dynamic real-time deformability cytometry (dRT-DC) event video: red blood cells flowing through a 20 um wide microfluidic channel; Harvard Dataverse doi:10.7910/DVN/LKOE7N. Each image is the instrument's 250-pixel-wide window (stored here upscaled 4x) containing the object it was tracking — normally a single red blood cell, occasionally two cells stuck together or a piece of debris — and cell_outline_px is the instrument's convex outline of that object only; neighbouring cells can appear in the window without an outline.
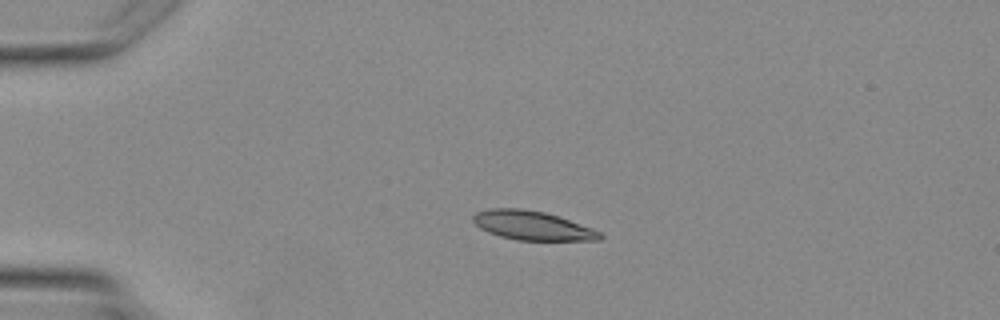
{"species": "Egyptian fruit bat (a non-hibernating species)", "species_latin": "Rousettus aegyptiacus", "temperature_condition": "warm", "stored_images_in_passage": 2, "camera_frame_rate_fps": 3000, "um_per_image_px": 0.085, "animal": {"sex": "female"}, "frame": {"image": 1, "passage_image": 1, "time_ms": 0.0, "image_size_px": [1000, 320], "cell_outline_px": [[604, 236], [600, 240], [516, 240], [500, 236], [488, 232], [480, 228], [472, 220], [472, 216], [476, 212], [492, 208], [520, 208], [544, 212], [592, 228], [600, 232]], "centroid_in_image_um": [45.22, 19.17], "position_along_channel_um": 39.8, "area_um2": 21.27}}